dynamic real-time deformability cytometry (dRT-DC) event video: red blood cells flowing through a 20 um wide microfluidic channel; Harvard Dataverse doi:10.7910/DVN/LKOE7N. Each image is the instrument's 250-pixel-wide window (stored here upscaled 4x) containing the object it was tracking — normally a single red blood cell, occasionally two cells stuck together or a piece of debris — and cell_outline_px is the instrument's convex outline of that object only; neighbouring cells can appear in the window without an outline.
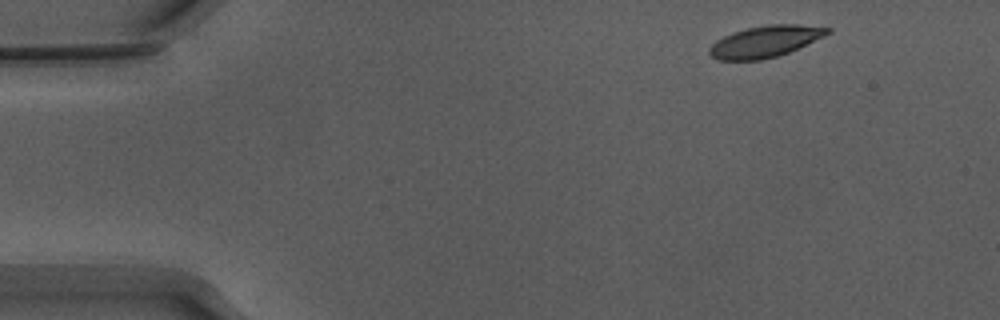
{"species": "Egyptian fruit bat (a non-hibernating species)", "species_latin": "Rousettus aegyptiacus", "temperature_condition": "warm", "stored_images_in_passage": 22, "camera_frame_rate_fps": 3000, "um_per_image_px": 0.085, "animal": {"sex": "male"}, "frame": {"image": 1, "passage_image": 1, "time_ms": 0.0, "image_size_px": [1000, 320], "cell_outline_px": [[832, 32], [824, 36], [788, 52], [776, 56], [760, 60], [716, 60], [708, 52], [708, 48], [716, 40], [732, 32], [748, 28], [768, 24], [800, 24], [832, 28]], "centroid_in_image_um": [65.02, 3.52], "position_along_channel_um": 20.0, "area_um2": 21.62}}
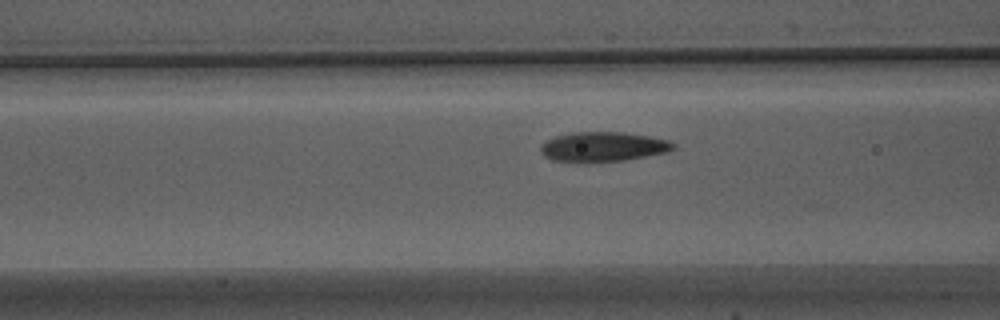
{"frame": {"image": 2, "passage_image": 16, "time_ms": 5.0, "image_size_px": [1000, 320], "cell_outline_px": [[676, 148], [668, 152], [624, 160], [552, 160], [544, 156], [540, 152], [540, 144], [556, 136], [572, 132], [624, 132], [648, 136], [668, 140], [676, 144]], "centroid_in_image_um": [51.3, 12.44], "position_along_channel_um": 115.3, "area_um2": 22.43}}
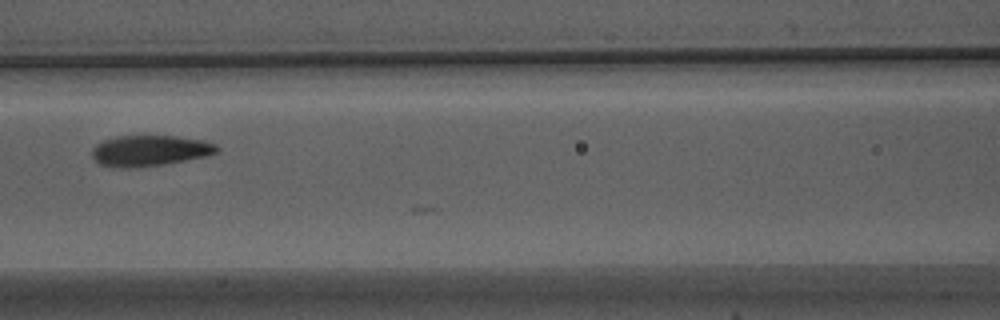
{"frame": {"image": 3, "passage_image": 19, "time_ms": 6.0, "image_size_px": [1000, 320], "cell_outline_px": [[220, 152], [208, 156], [164, 164], [128, 168], [112, 168], [100, 164], [92, 156], [92, 148], [96, 144], [104, 140], [116, 136], [176, 136], [204, 140], [216, 144], [220, 148]], "centroid_in_image_um": [12.76, 12.81], "position_along_channel_um": 153.8, "area_um2": 22.66}}